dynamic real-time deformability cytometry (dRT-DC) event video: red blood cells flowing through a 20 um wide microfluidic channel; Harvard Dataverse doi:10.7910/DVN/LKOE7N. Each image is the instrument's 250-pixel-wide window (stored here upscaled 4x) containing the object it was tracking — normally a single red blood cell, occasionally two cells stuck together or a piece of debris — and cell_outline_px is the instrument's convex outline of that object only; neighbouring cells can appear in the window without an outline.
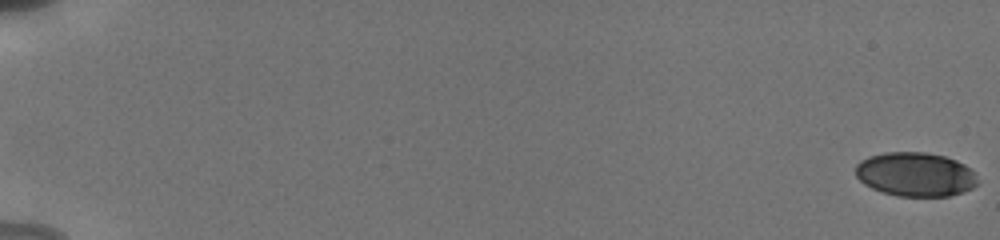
{"species": "human", "species_latin": "Homo sapiens", "temperature_condition": "cold", "stored_images_in_passage": 70, "camera_frame_rate_fps": 3000, "um_per_image_px": 0.085, "donor": {"sex": "male"}, "frame": {"image": 1, "passage_image": 1, "time_ms": 0.0, "image_size_px": [1000, 240], "cell_outline_px": [[976, 184], [972, 188], [948, 196], [896, 196], [872, 188], [864, 184], [856, 176], [856, 164], [860, 160], [868, 156], [884, 152], [924, 152], [944, 156], [956, 160], [964, 164], [976, 176]], "centroid_in_image_um": [77.76, 14.81], "position_along_channel_um": 7.2, "area_um2": 31.15}}
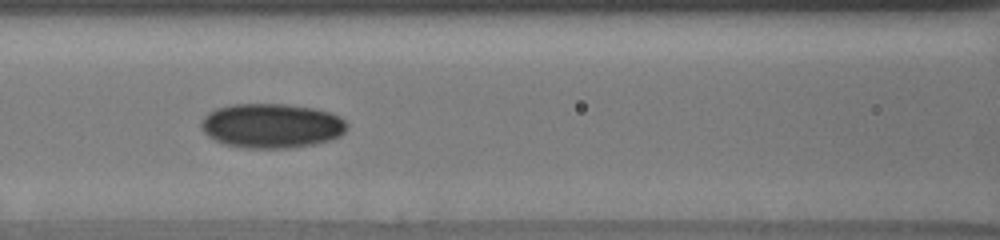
{"frame": {"image": 2, "passage_image": 35, "time_ms": 9.0, "image_size_px": [1000, 240], "cell_outline_px": [[348, 128], [340, 136], [316, 144], [292, 148], [244, 148], [224, 144], [208, 136], [204, 132], [200, 124], [204, 116], [208, 112], [216, 108], [232, 104], [284, 104], [312, 108], [328, 112], [344, 120], [348, 124]], "centroid_in_image_um": [23.07, 10.69], "position_along_channel_um": 143.5, "area_um2": 37.86}}
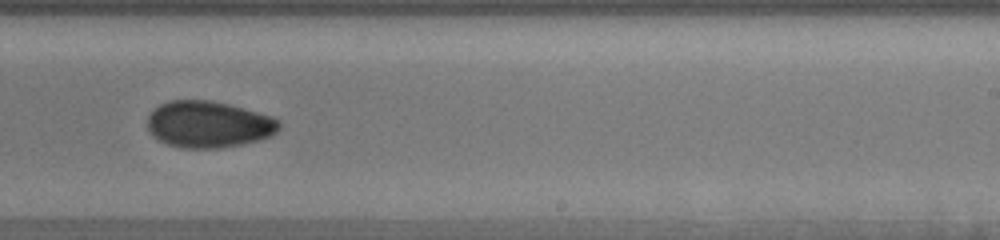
{"frame": {"image": 3, "passage_image": 49, "time_ms": 12.333, "image_size_px": [1000, 240], "cell_outline_px": [[280, 128], [272, 136], [260, 140], [244, 144], [220, 148], [180, 148], [156, 140], [148, 132], [148, 116], [160, 104], [168, 100], [212, 100], [228, 104], [272, 116], [280, 120]], "centroid_in_image_um": [17.73, 10.58], "position_along_channel_um": 271.3, "area_um2": 36.13}, "authors_computed_cell_mechanics": {"area_um2": 34.5355, "velocity_mm_per_s": 3.8456, "shape_relaxation_time_tau1_ms": 7.3733, "shape_relaxation_time_tau2_ms": 3.5485, "deformation_change_tau1": 0.1428, "deformation_change_tau2": 0.0566}}